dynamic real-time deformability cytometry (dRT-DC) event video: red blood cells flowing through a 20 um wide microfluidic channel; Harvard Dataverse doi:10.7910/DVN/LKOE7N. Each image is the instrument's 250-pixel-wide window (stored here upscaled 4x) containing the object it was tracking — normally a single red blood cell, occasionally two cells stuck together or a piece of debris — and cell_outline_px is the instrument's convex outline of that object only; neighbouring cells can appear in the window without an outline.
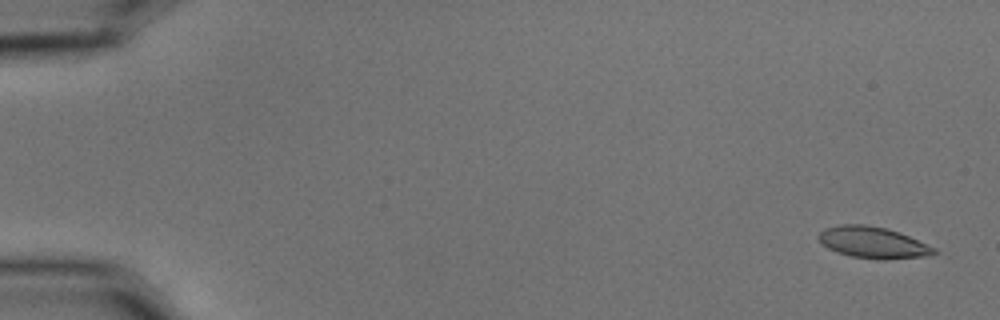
{"species": "common noctule bat (a hibernating species)", "species_latin": "Nyctalus noctula", "temperature_condition": "cold", "stored_images_in_passage": 4, "camera_frame_rate_fps": 3000, "um_per_image_px": 0.085, "animal": {"sex": "male", "body_mass_g": 15.6}, "frame": {"image": 1, "passage_image": 1, "time_ms": 0.0, "image_size_px": [1000, 320], "cell_outline_px": [[940, 252], [932, 256], [884, 260], [880, 260], [852, 256], [836, 252], [828, 248], [816, 236], [824, 228], [840, 224], [864, 224], [884, 228], [900, 232], [936, 248]], "centroid_in_image_um": [74.25, 20.62], "position_along_channel_um": 10.8, "area_um2": 21.39}}
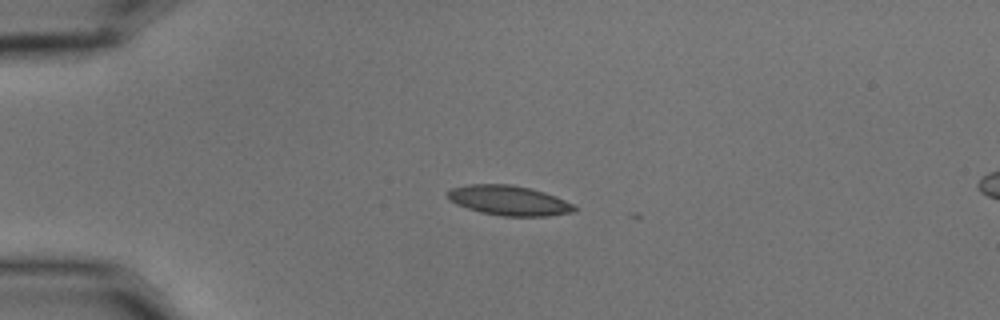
{"frame": {"image": 2, "passage_image": 4, "time_ms": 1.0, "image_size_px": [1000, 320], "cell_outline_px": [[576, 208], [572, 212], [548, 216], [504, 216], [480, 212], [456, 204], [448, 200], [444, 192], [448, 188], [468, 184], [512, 184], [544, 192], [556, 196], [572, 204]], "centroid_in_image_um": [43.16, 17.03], "position_along_channel_um": 41.8, "area_um2": 22.14}}